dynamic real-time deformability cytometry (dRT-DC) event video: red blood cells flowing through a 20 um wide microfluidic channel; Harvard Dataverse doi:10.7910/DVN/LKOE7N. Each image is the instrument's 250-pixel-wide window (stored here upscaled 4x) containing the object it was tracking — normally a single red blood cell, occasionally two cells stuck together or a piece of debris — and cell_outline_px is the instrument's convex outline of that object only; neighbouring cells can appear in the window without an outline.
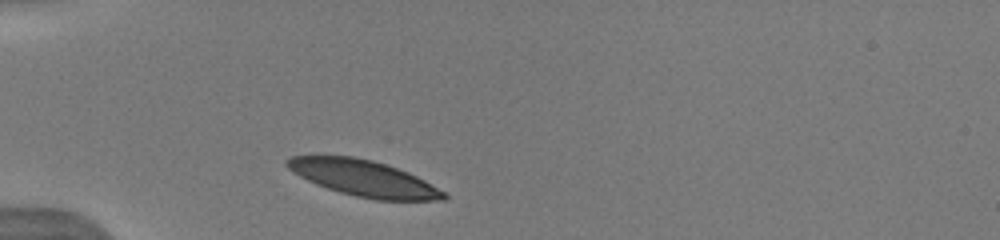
{"species": "human", "species_latin": "Homo sapiens", "temperature_condition": "warm", "stored_images_in_passage": 4, "camera_frame_rate_fps": 3000, "um_per_image_px": 0.085, "donor": {"sex": "male"}, "frame": {"image": 1, "passage_image": 1, "time_ms": 0.0, "image_size_px": [1000, 240], "cell_outline_px": [[448, 196], [444, 200], [376, 200], [356, 196], [340, 192], [316, 184], [292, 172], [284, 164], [284, 160], [292, 156], [352, 156], [372, 160], [408, 172], [424, 180], [444, 192]], "centroid_in_image_um": [30.88, 15.15], "position_along_channel_um": 54.1, "area_um2": 32.6}}
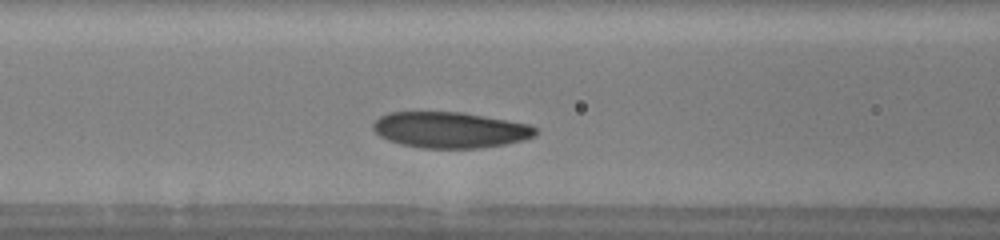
{"frame": {"image": 2, "passage_image": 4, "time_ms": 2.333, "image_size_px": [1000, 240], "cell_outline_px": [[536, 136], [524, 140], [504, 144], [476, 148], [420, 148], [400, 144], [388, 140], [380, 136], [372, 128], [372, 124], [380, 116], [388, 112], [464, 112], [528, 124], [536, 128]], "centroid_in_image_um": [38.24, 11.04], "position_along_channel_um": 128.4, "area_um2": 34.04}}